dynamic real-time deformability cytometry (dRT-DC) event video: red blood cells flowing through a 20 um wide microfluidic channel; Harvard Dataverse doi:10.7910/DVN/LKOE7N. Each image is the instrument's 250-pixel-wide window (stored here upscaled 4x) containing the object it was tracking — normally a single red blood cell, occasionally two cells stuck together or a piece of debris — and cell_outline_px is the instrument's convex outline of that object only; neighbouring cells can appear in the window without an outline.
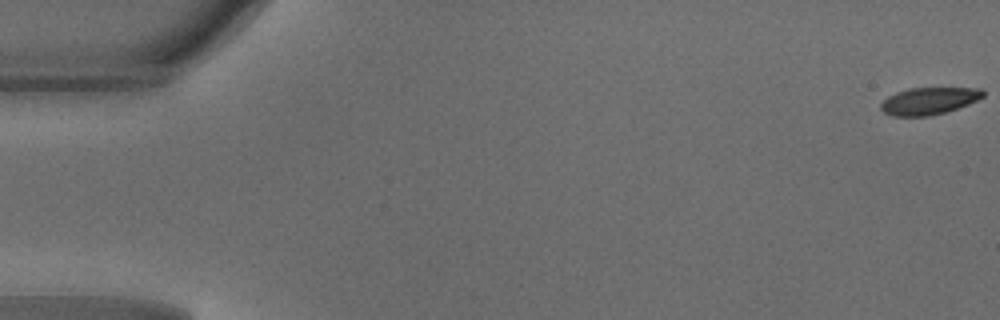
{"species": "common noctule bat (a hibernating species)", "species_latin": "Nyctalus noctula", "temperature_condition": "warm", "stored_images_in_passage": 14, "camera_frame_rate_fps": 3000, "um_per_image_px": 0.085, "animal": {"sex": "male", "body_mass_g": 18.8}, "frame": {"image": 1, "passage_image": 1, "time_ms": 0.0, "image_size_px": [1000, 320], "cell_outline_px": [[984, 96], [968, 104], [932, 116], [892, 116], [884, 112], [880, 108], [880, 104], [888, 96], [896, 92], [908, 88], [984, 88]], "centroid_in_image_um": [78.94, 8.57], "position_along_channel_um": 6.1, "area_um2": 16.13}}
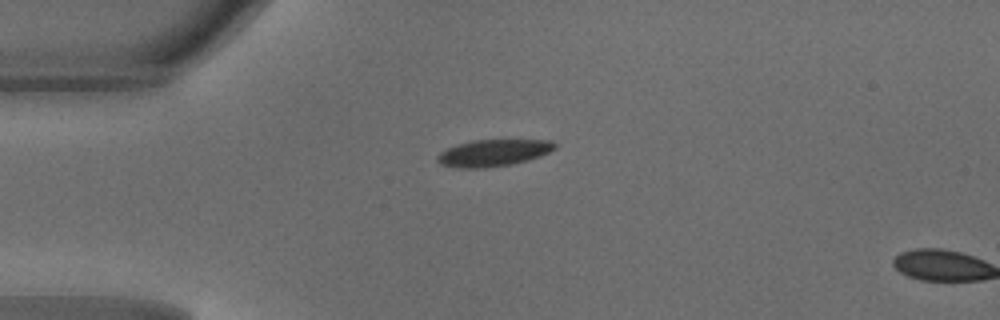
{"frame": {"image": 2, "passage_image": 13, "time_ms": 4.0, "image_size_px": [1000, 320], "cell_outline_px": [[556, 148], [540, 156], [528, 160], [512, 164], [484, 168], [456, 168], [440, 164], [436, 160], [436, 156], [440, 152], [456, 144], [472, 140], [552, 140], [556, 144]], "centroid_in_image_um": [41.91, 12.99], "position_along_channel_um": 43.1, "area_um2": 18.44}}